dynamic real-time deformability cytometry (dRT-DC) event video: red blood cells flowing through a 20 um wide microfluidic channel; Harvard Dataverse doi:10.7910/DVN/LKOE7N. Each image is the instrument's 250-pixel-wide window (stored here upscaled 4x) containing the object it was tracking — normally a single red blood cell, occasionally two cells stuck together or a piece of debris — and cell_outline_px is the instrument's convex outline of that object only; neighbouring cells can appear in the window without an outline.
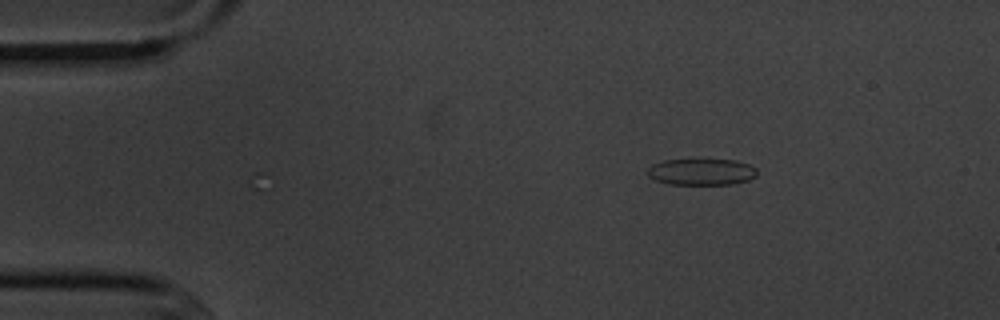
{"species": "common noctule bat (a hibernating species)", "species_latin": "Nyctalus noctula", "temperature_condition": "cold", "stored_images_in_passage": 4, "camera_frame_rate_fps": 3000, "um_per_image_px": 0.085, "animal": {"sex": "male", "body_mass_g": 20.1, "forearm_length_mm": 53.5}, "frame": {"image": 1, "passage_image": 4, "time_ms": 3.667, "image_size_px": [1000, 320], "cell_outline_px": [[756, 176], [748, 180], [732, 184], [668, 184], [656, 180], [648, 176], [648, 168], [652, 164], [664, 160], [736, 160], [748, 164], [756, 168]], "centroid_in_image_um": [59.62, 14.61], "position_along_channel_um": 25.4, "area_um2": 16.76}}